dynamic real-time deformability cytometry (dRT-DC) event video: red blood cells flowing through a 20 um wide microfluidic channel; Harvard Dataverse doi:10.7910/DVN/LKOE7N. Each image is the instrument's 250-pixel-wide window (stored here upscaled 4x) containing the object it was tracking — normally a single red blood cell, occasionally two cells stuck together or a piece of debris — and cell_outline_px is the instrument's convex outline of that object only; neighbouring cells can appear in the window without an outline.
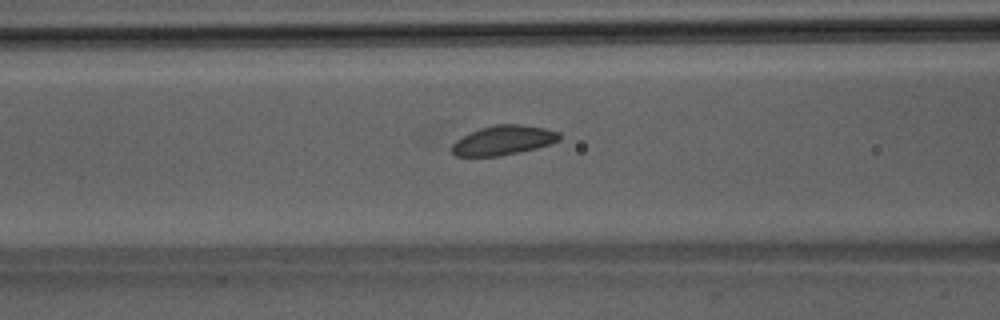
{"species": "Egyptian fruit bat (a non-hibernating species)", "species_latin": "Rousettus aegyptiacus", "temperature_condition": "room temperature", "stored_images_in_passage": 44, "camera_frame_rate_fps": 3000, "um_per_image_px": 0.085, "animal": {"sex": "male"}, "frame": {"image": 1, "passage_image": 14, "time_ms": 4.333, "image_size_px": [1000, 320], "cell_outline_px": [[560, 140], [552, 144], [520, 152], [500, 156], [456, 156], [452, 152], [452, 144], [456, 140], [480, 128], [492, 124], [520, 124], [544, 128], [560, 132]], "centroid_in_image_um": [42.82, 11.92], "position_along_channel_um": 123.8, "area_um2": 18.5}}
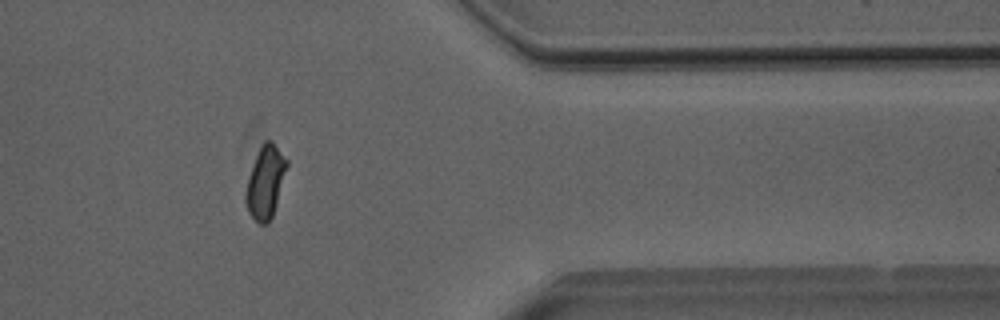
{"frame": {"image": 2, "passage_image": 35, "time_ms": 11.333, "image_size_px": [1000, 320], "cell_outline_px": [[288, 164], [276, 204], [272, 216], [268, 224], [260, 224], [248, 212], [244, 200], [244, 196], [248, 176], [252, 164], [260, 144], [264, 140], [272, 140], [288, 160]], "centroid_in_image_um": [22.54, 15.43], "position_along_channel_um": 388.9, "area_um2": 17.46}}
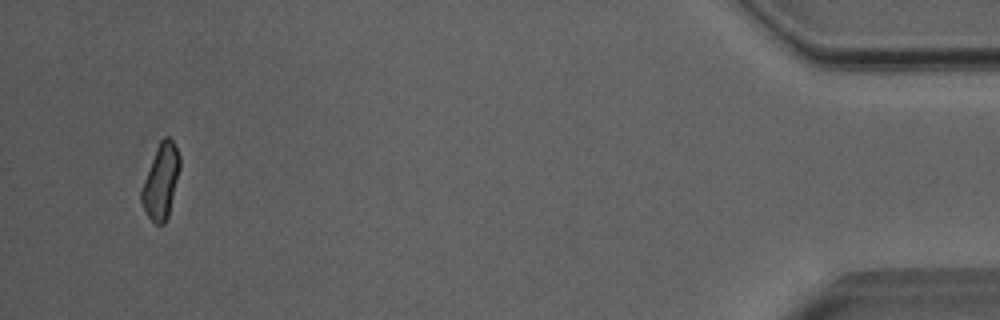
{"frame": {"image": 3, "passage_image": 42, "time_ms": 13.667, "image_size_px": [1000, 320], "cell_outline_px": [[180, 168], [168, 216], [164, 224], [156, 224], [148, 216], [140, 200], [140, 192], [144, 180], [156, 148], [160, 140], [164, 136], [168, 136], [172, 140], [180, 156]], "centroid_in_image_um": [13.68, 15.4], "position_along_channel_um": 421.5, "area_um2": 16.47}}